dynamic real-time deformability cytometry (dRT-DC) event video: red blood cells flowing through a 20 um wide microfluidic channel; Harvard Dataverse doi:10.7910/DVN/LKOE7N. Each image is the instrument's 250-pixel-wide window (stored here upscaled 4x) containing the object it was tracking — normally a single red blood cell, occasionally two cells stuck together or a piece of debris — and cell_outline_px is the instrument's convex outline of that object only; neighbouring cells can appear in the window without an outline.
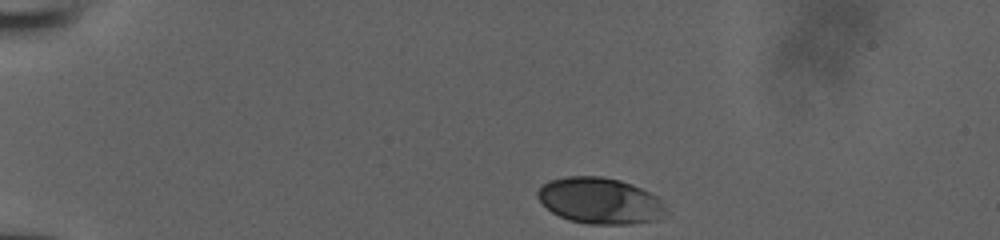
{"species": "human", "species_latin": "Homo sapiens", "temperature_condition": "room temperature", "stored_images_in_passage": 12, "camera_frame_rate_fps": 3000, "um_per_image_px": 0.085, "donor": {"sex": "male"}, "frame": {"image": 1, "passage_image": 1, "time_ms": 0.0, "image_size_px": [1000, 240], "cell_outline_px": [[664, 212], [660, 220], [628, 224], [588, 224], [572, 220], [560, 216], [552, 212], [536, 196], [536, 192], [548, 180], [564, 176], [600, 176], [620, 180], [632, 184], [656, 196], [660, 200], [664, 208]], "centroid_in_image_um": [50.97, 17.05], "position_along_channel_um": 34.0, "area_um2": 34.28}}
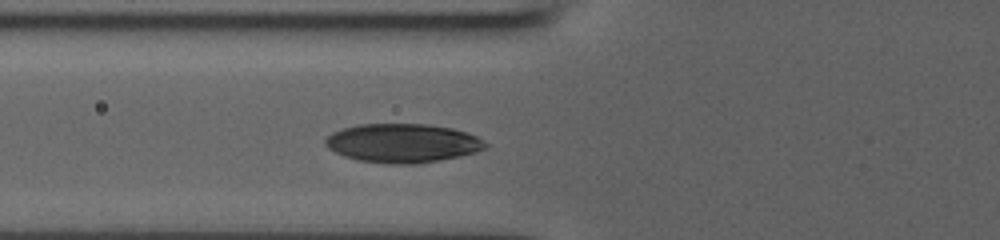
{"frame": {"image": 2, "passage_image": 9, "time_ms": 2.667, "image_size_px": [1000, 240], "cell_outline_px": [[488, 148], [476, 152], [460, 156], [416, 164], [388, 164], [360, 160], [344, 156], [328, 148], [324, 144], [324, 140], [332, 132], [356, 124], [428, 124], [452, 128], [476, 136], [484, 140], [488, 144]], "centroid_in_image_um": [34.23, 12.16], "position_along_channel_um": 91.6, "area_um2": 36.3}}
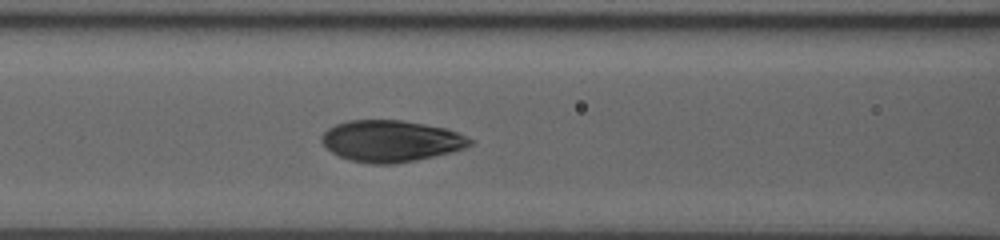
{"frame": {"image": 3, "passage_image": 12, "time_ms": 3.667, "image_size_px": [1000, 240], "cell_outline_px": [[476, 140], [472, 144], [464, 148], [452, 152], [416, 160], [396, 164], [372, 164], [352, 160], [340, 156], [332, 152], [320, 140], [320, 136], [328, 128], [336, 124], [348, 120], [404, 120], [444, 128], [456, 132]], "centroid_in_image_um": [33.24, 11.98], "position_along_channel_um": 133.4, "area_um2": 35.84}}